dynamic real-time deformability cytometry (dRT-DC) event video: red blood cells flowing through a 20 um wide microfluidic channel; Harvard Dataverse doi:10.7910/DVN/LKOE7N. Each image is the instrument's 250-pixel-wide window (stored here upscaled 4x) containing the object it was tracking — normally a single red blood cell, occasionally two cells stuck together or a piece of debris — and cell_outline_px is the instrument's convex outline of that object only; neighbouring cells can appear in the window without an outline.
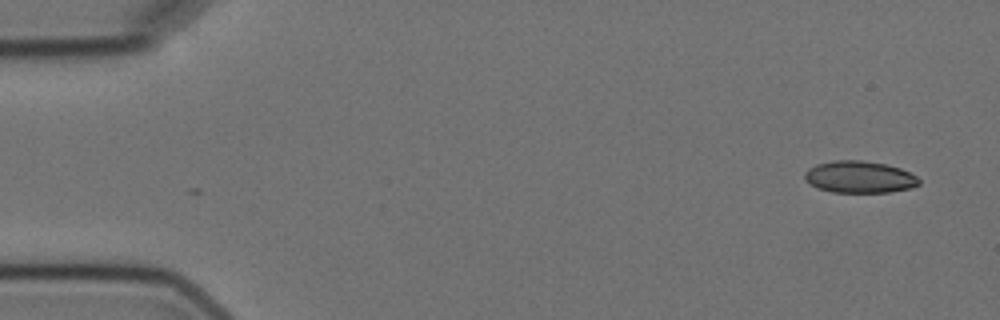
{"species": "Egyptian fruit bat (a non-hibernating species)", "species_latin": "Rousettus aegyptiacus", "temperature_condition": "cold", "stored_images_in_passage": 4, "camera_frame_rate_fps": 3000, "um_per_image_px": 0.085, "animal": {"sex": "female"}, "frame": {"image": 1, "passage_image": 1, "time_ms": 0.0, "image_size_px": [1000, 320], "cell_outline_px": [[920, 184], [912, 188], [888, 192], [832, 192], [816, 188], [804, 180], [804, 172], [808, 168], [816, 164], [832, 160], [860, 160], [884, 164], [900, 168], [916, 176], [920, 180]], "centroid_in_image_um": [73.01, 15.04], "position_along_channel_um": 12.0, "area_um2": 21.39}}